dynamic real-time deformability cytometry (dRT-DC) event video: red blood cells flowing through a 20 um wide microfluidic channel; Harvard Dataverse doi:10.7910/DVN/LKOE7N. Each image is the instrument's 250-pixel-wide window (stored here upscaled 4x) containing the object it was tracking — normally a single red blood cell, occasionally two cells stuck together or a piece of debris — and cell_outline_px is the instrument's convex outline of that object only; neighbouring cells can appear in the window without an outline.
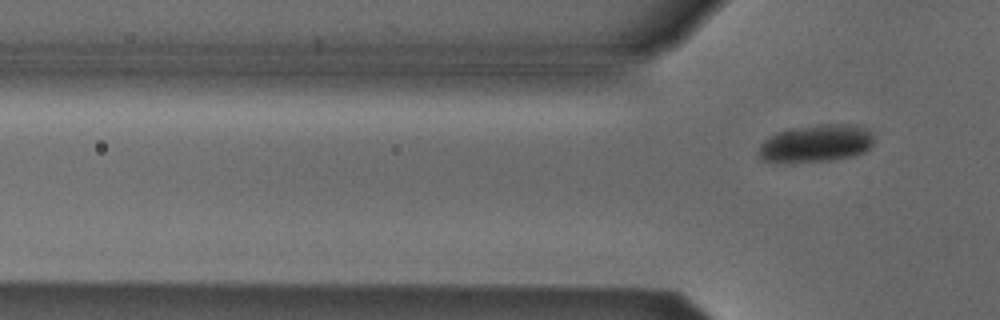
{"species": "Egyptian fruit bat (a non-hibernating species)", "species_latin": "Rousettus aegyptiacus", "temperature_condition": "cold", "stored_images_in_passage": 3, "camera_frame_rate_fps": 3000, "um_per_image_px": 0.085, "animal": {"sex": "male"}, "frame": {"image": 1, "passage_image": 3, "time_ms": 3.333, "image_size_px": [1000, 320], "cell_outline_px": [[872, 144], [864, 152], [856, 156], [836, 160], [792, 164], [760, 160], [756, 156], [756, 148], [764, 140], [780, 132], [796, 128], [816, 124], [856, 124], [868, 128], [872, 132]], "centroid_in_image_um": [69.34, 12.23], "position_along_channel_um": 56.5, "area_um2": 26.01}}